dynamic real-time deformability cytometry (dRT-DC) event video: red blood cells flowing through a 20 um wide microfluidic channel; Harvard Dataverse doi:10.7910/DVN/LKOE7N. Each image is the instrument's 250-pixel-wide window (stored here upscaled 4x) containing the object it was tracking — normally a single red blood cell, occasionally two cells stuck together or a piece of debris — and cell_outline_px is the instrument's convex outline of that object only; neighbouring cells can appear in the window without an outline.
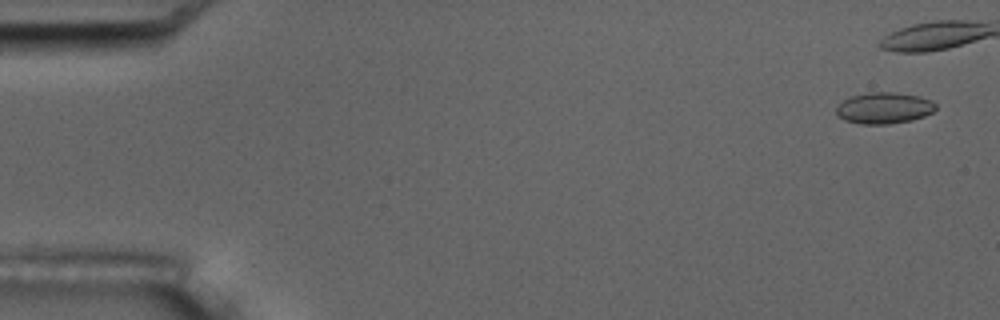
{"species": "common noctule bat (a hibernating species)", "species_latin": "Nyctalus noctula", "temperature_condition": "room temperature", "stored_images_in_passage": 7, "camera_frame_rate_fps": 3000, "um_per_image_px": 0.085, "animal": {"sex": "male", "body_mass_g": 17.5, "forearm_length_mm": 52.3}, "frame": {"image": 1, "passage_image": 1, "time_ms": 0.0, "image_size_px": [1000, 320], "cell_outline_px": [[936, 108], [932, 112], [924, 116], [912, 120], [888, 124], [860, 124], [844, 120], [836, 112], [836, 108], [844, 100], [852, 96], [868, 92], [896, 92], [920, 96], [932, 100], [936, 104]], "centroid_in_image_um": [75.17, 9.18], "position_along_channel_um": 9.8, "area_um2": 18.15}}